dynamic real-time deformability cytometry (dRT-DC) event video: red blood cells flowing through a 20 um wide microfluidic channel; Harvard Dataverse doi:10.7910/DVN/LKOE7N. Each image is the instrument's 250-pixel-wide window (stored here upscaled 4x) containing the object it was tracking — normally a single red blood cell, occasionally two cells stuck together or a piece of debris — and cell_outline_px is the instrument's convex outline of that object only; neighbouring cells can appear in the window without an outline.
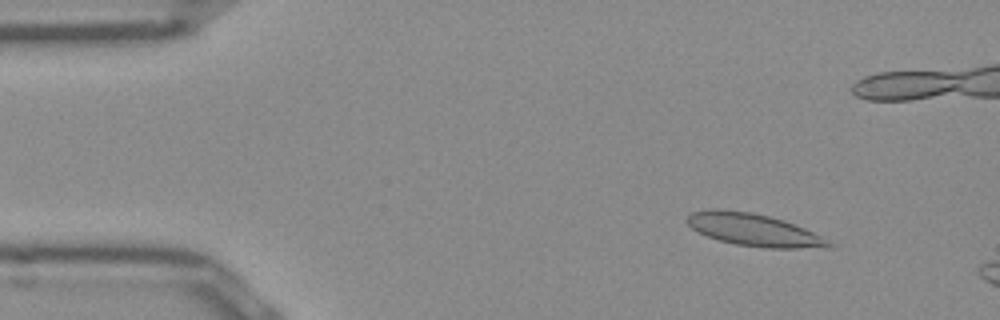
{"species": "Egyptian fruit bat (a non-hibernating species)", "species_latin": "Rousettus aegyptiacus", "temperature_condition": "room temperature", "stored_images_in_passage": 10, "camera_frame_rate_fps": 3000, "um_per_image_px": 0.085, "frame": {"image": 1, "passage_image": 4, "time_ms": 1.0, "image_size_px": [1000, 320], "cell_outline_px": [[832, 248], [764, 248], [736, 244], [720, 240], [708, 236], [692, 228], [684, 220], [688, 212], [712, 208], [716, 208], [752, 212], [784, 220], [804, 228], [820, 236], [832, 244]], "centroid_in_image_um": [64.02, 19.52], "position_along_channel_um": 21.0, "area_um2": 26.76}}